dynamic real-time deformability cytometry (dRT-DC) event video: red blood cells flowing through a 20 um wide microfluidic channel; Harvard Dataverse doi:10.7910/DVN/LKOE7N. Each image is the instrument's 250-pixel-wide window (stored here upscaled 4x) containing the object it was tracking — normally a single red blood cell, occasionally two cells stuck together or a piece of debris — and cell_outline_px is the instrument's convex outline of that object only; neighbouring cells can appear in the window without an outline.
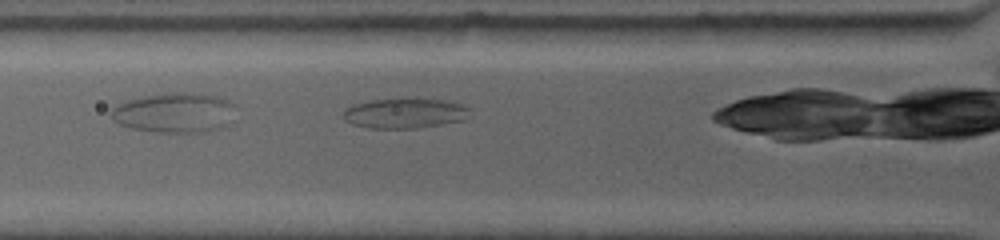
{"species": "common noctule bat (a hibernating species)", "species_latin": "Nyctalus noctula", "temperature_condition": "warm", "stored_images_in_passage": 12, "camera_frame_rate_fps": 4500, "um_per_image_px": 0.085, "animal": {"sex": "female", "body_mass_g": 19.0, "forearm_length_mm": 53.3}, "frame": {"image": 1, "passage_image": 3, "time_ms": 0.889, "image_size_px": [1000, 240], "cell_outline_px": [[472, 116], [464, 120], [416, 128], [368, 128], [352, 124], [344, 120], [344, 112], [352, 104], [372, 100], [416, 96], [444, 100], [460, 104], [472, 108]], "centroid_in_image_um": [34.48, 9.59], "position_along_channel_um": 91.3, "area_um2": 22.89}}